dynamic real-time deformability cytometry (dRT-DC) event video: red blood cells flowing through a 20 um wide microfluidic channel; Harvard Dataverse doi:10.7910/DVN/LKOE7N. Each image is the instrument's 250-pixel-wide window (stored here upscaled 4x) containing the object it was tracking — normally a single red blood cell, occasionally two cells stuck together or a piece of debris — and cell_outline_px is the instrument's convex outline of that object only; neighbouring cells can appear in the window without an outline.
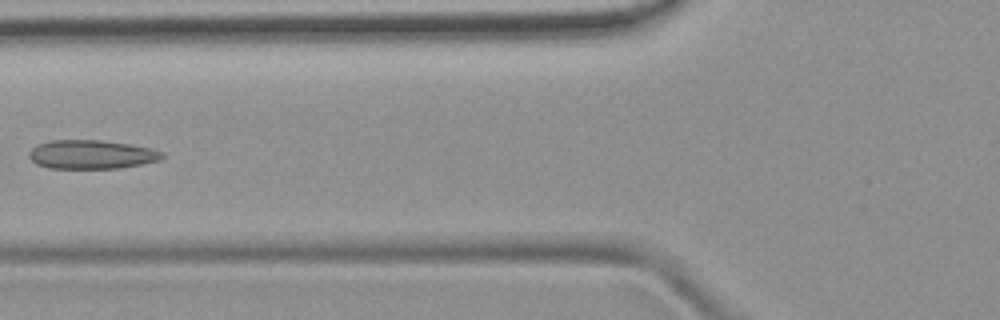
{"species": "common noctule bat (a hibernating species)", "species_latin": "Nyctalus noctula", "temperature_condition": "room temperature", "stored_images_in_passage": 5, "camera_frame_rate_fps": 3000, "um_per_image_px": 0.085, "animal": {"sex": "female", "body_mass_g": 19.9}, "frame": {"image": 1, "passage_image": 5, "time_ms": 4.667, "image_size_px": [1000, 320], "cell_outline_px": [[164, 156], [160, 160], [120, 168], [48, 168], [36, 164], [28, 156], [28, 152], [36, 144], [52, 140], [100, 140], [132, 144], [152, 148], [164, 152]], "centroid_in_image_um": [7.77, 13.12], "position_along_channel_um": 118.0, "area_um2": 22.54}}